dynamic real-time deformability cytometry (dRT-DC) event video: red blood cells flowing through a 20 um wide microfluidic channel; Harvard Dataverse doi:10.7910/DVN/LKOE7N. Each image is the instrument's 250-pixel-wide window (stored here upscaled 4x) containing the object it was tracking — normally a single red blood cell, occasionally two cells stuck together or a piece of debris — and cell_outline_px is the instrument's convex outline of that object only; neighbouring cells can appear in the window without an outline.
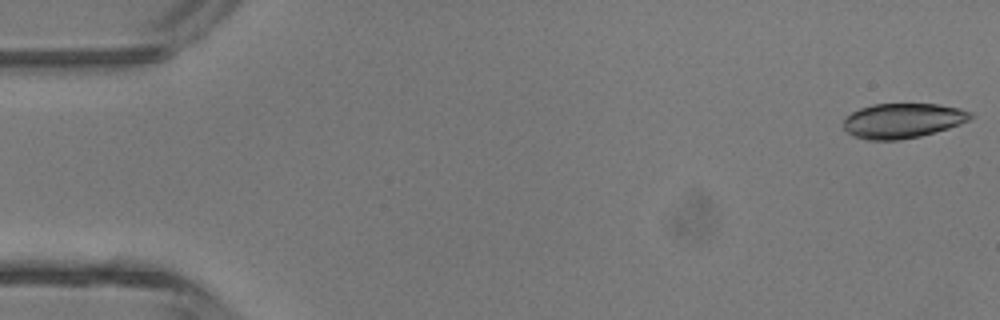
{"species": "common noctule bat (a hibernating species)", "species_latin": "Nyctalus noctula", "temperature_condition": "room temperature", "stored_images_in_passage": 4, "camera_frame_rate_fps": 3000, "um_per_image_px": 0.085, "animal": {"sex": "male", "body_mass_g": 13.3}, "frame": {"image": 1, "passage_image": 1, "time_ms": 0.0, "image_size_px": [1000, 320], "cell_outline_px": [[972, 116], [968, 120], [960, 124], [948, 128], [920, 136], [900, 140], [868, 140], [852, 136], [844, 128], [844, 120], [852, 112], [860, 108], [872, 104], [940, 104], [960, 108], [972, 112]], "centroid_in_image_um": [76.73, 10.25], "position_along_channel_um": 8.3, "area_um2": 25.78}}